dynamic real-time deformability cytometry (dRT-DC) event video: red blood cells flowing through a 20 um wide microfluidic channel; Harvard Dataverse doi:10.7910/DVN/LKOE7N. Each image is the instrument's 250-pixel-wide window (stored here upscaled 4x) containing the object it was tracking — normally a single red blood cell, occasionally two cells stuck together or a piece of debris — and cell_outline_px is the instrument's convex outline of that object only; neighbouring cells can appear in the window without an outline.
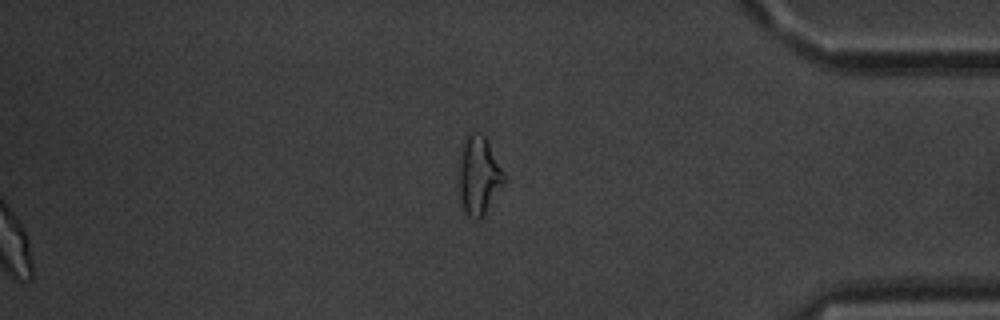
{"species": "common noctule bat (a hibernating species)", "species_latin": "Nyctalus noctula", "temperature_condition": "warm", "stored_images_in_passage": 60, "segment_of_instrument_passage": [2, 2], "camera_frame_rate_fps": 3000, "um_per_image_px": 0.085, "animal": {"sex": "male", "body_mass_g": 20.1, "forearm_length_mm": 53.5}, "frame": {"image": 1, "passage_image": 60, "time_ms": 19.667, "image_size_px": [1000, 320], "cell_outline_px": [[504, 180], [480, 220], [468, 220], [464, 212], [460, 196], [460, 144], [468, 132], [472, 128], [484, 136], [504, 172]], "centroid_in_image_um": [40.64, 14.88], "position_along_channel_um": 394.6, "area_um2": 20.46}}